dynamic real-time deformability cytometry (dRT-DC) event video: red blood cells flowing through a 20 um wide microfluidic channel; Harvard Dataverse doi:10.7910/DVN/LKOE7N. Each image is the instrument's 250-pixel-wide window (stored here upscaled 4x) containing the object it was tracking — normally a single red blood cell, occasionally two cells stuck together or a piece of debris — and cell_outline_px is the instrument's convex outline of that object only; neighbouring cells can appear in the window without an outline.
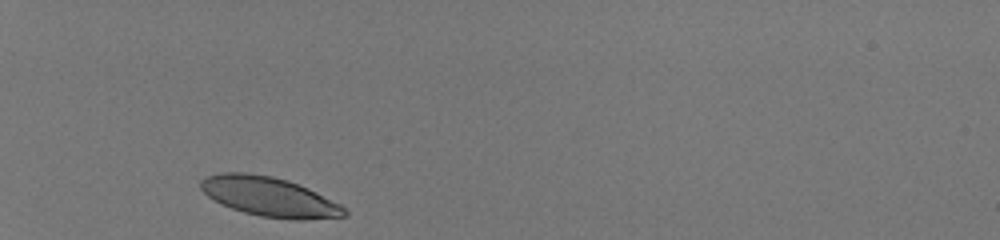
{"species": "human", "species_latin": "Homo sapiens", "temperature_condition": "room temperature", "stored_images_in_passage": 29, "camera_frame_rate_fps": 3000, "um_per_image_px": 0.085, "donor": {"sex": "male"}, "frame": {"image": 1, "passage_image": 1, "time_ms": 0.0, "image_size_px": [1000, 240], "cell_outline_px": [[348, 216], [304, 220], [292, 220], [260, 216], [244, 212], [232, 208], [208, 196], [200, 188], [200, 180], [204, 176], [220, 172], [244, 172], [272, 176], [288, 180], [308, 188], [340, 204], [348, 212]], "centroid_in_image_um": [22.9, 16.72], "position_along_channel_um": 62.1, "area_um2": 33.06}}
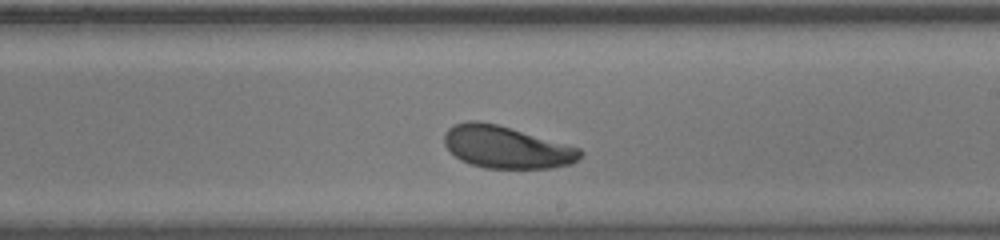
{"frame": {"image": 2, "passage_image": 17, "time_ms": 5.333, "image_size_px": [1000, 240], "cell_outline_px": [[584, 156], [572, 164], [552, 168], [484, 168], [460, 160], [444, 144], [444, 132], [452, 124], [468, 120], [480, 120], [496, 124], [580, 148], [584, 152]], "centroid_in_image_um": [43.04, 12.51], "position_along_channel_um": 246.0, "area_um2": 33.52}}
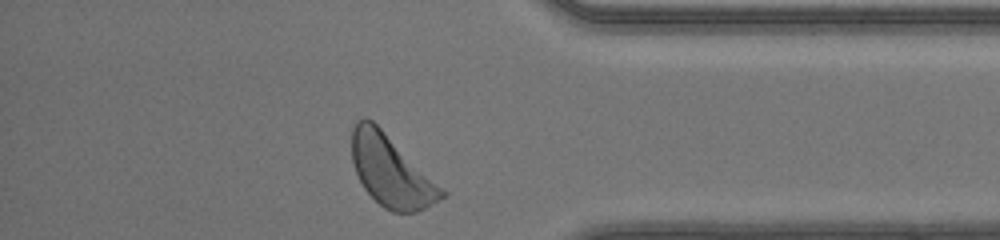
{"frame": {"image": 3, "passage_image": 29, "time_ms": 9.333, "image_size_px": [1000, 240], "cell_outline_px": [[448, 192], [444, 196], [424, 208], [416, 212], [392, 212], [384, 208], [364, 188], [356, 172], [352, 160], [352, 128], [356, 120], [364, 116], [372, 120]], "centroid_in_image_um": [33.23, 14.52], "position_along_channel_um": 402.0, "area_um2": 36.76}, "authors_computed_cell_mechanics": {"area_um2": 34.0442, "velocity_mm_per_s": 4.0795, "shape_relaxation_time_tau1_ms": 1.2909, "shape_relaxation_time_tau2_ms": 5.2304, "deformation_change_tau1": 0.1161, "deformation_change_tau2": 0.1371}}